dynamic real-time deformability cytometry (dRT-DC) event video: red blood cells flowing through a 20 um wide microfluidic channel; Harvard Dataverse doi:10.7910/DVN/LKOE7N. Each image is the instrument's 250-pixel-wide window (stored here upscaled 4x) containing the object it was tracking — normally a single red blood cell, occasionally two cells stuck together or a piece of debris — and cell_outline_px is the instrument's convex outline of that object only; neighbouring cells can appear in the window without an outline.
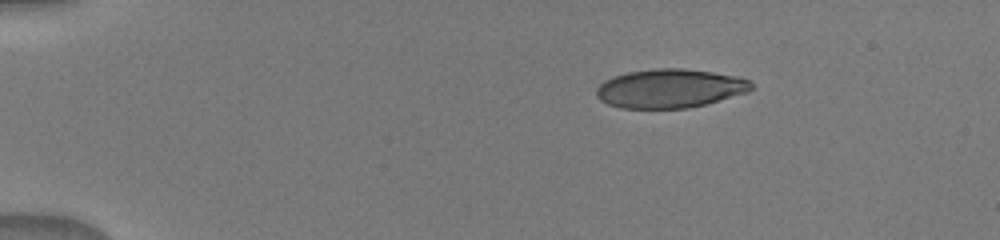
{"species": "human", "species_latin": "Homo sapiens", "temperature_condition": "warm", "stored_images_in_passage": 9, "camera_frame_rate_fps": 3000, "um_per_image_px": 0.085, "donor": {"sex": "male"}, "frame": {"image": 1, "passage_image": 1, "time_ms": 0.0, "image_size_px": [1000, 240], "cell_outline_px": [[752, 88], [748, 92], [704, 104], [688, 108], [620, 108], [608, 104], [600, 100], [596, 96], [596, 88], [604, 80], [612, 76], [628, 72], [652, 68], [684, 68], [712, 72], [736, 76], [752, 80]], "centroid_in_image_um": [56.91, 7.51], "position_along_channel_um": 28.1, "area_um2": 35.2}}
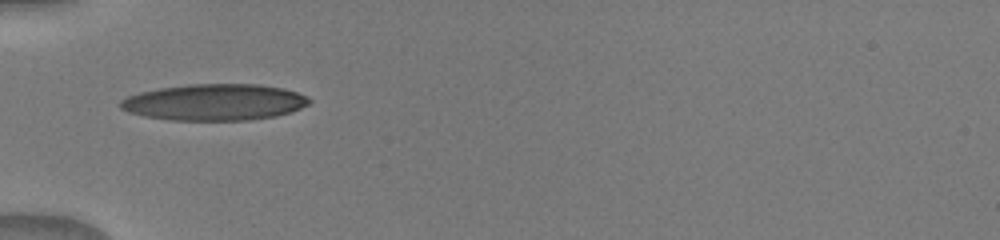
{"frame": {"image": 2, "passage_image": 7, "time_ms": 3.0, "image_size_px": [1000, 240], "cell_outline_px": [[312, 100], [308, 104], [292, 112], [276, 116], [248, 120], [172, 120], [144, 116], [128, 112], [120, 108], [120, 100], [128, 96], [140, 92], [160, 88], [188, 84], [260, 84], [284, 88], [296, 92]], "centroid_in_image_um": [18.23, 8.68], "position_along_channel_um": 66.8, "area_um2": 40.06}}